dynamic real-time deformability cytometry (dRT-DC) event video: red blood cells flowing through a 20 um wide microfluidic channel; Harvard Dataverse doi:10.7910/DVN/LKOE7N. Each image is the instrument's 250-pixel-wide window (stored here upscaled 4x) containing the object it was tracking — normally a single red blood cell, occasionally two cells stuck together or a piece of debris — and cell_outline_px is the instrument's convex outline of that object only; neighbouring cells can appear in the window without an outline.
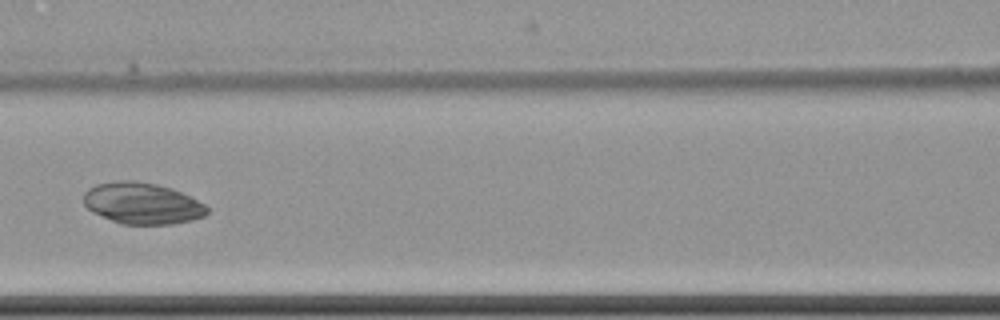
{"species": "common noctule bat (a hibernating species)", "species_latin": "Nyctalus noctula", "temperature_condition": "cold", "stored_images_in_passage": 11, "camera_frame_rate_fps": 3000, "um_per_image_px": 0.085, "animal": {"sex": "female", "body_mass_g": 22.7, "forearm_length_mm": 54.2}, "frame": {"image": 1, "passage_image": 7, "time_ms": 8.333, "image_size_px": [1000, 320], "cell_outline_px": [[208, 212], [204, 216], [192, 220], [172, 224], [120, 224], [92, 212], [84, 204], [84, 192], [88, 188], [96, 184], [116, 180], [132, 180], [156, 184], [172, 188], [204, 204], [208, 208]], "centroid_in_image_um": [12.06, 17.28], "position_along_channel_um": 154.5, "area_um2": 29.77}}
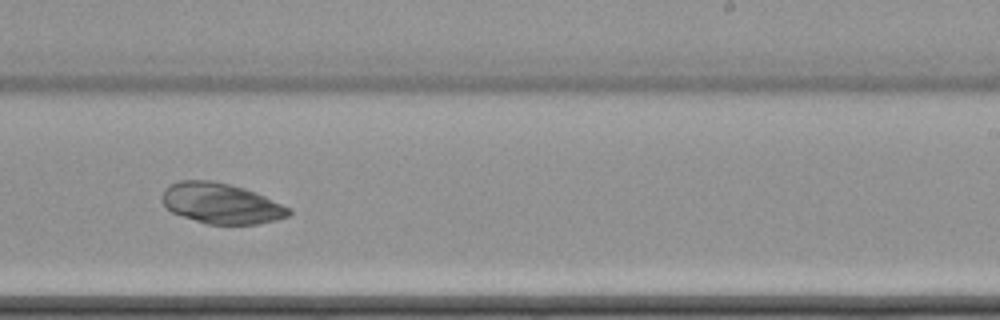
{"frame": {"image": 2, "passage_image": 10, "time_ms": 11.667, "image_size_px": [1000, 320], "cell_outline_px": [[292, 212], [288, 216], [276, 220], [256, 224], [208, 224], [172, 212], [160, 200], [160, 196], [164, 188], [168, 184], [180, 180], [212, 180], [244, 188], [264, 196], [292, 208]], "centroid_in_image_um": [18.78, 17.27], "position_along_channel_um": 270.2, "area_um2": 29.94}}
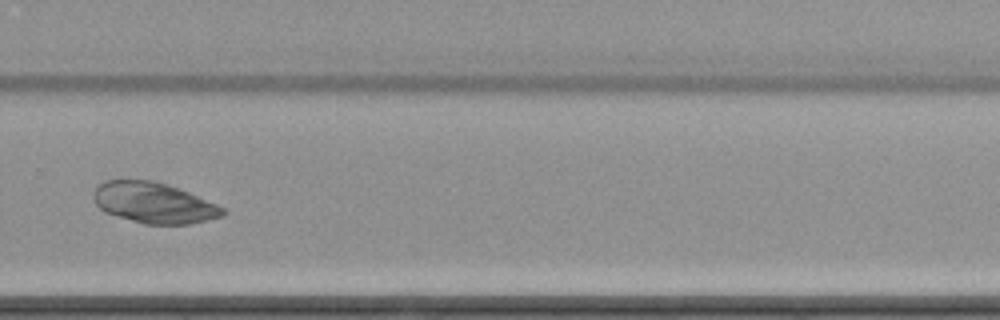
{"frame": {"image": 3, "passage_image": 11, "time_ms": 13.0, "image_size_px": [1000, 320], "cell_outline_px": [[228, 212], [224, 216], [188, 224], [144, 224], [104, 212], [96, 204], [92, 196], [92, 192], [104, 180], [152, 180], [168, 184], [188, 192], [216, 204], [224, 208]], "centroid_in_image_um": [13.06, 17.24], "position_along_channel_um": 316.7, "area_um2": 30.63}}